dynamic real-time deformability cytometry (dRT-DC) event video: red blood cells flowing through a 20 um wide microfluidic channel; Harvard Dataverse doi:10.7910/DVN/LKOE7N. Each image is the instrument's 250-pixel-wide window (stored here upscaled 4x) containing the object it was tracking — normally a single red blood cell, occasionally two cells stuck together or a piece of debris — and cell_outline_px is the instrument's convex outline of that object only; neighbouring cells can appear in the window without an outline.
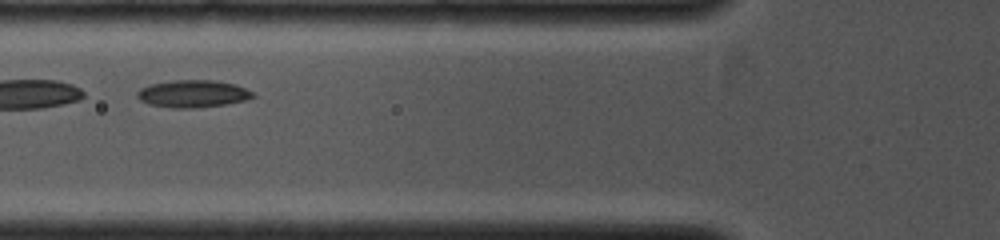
{"species": "common noctule bat (a hibernating species)", "species_latin": "Nyctalus noctula", "temperature_condition": "cold", "stored_images_in_passage": 25, "camera_frame_rate_fps": 4000, "um_per_image_px": 0.085, "animal": {"sex": "female", "body_mass_g": 19.0, "forearm_length_mm": 53.3}, "frame": {"image": 1, "passage_image": 4, "time_ms": 0.75, "image_size_px": [1000, 240], "cell_outline_px": [[256, 96], [248, 100], [228, 104], [196, 108], [172, 108], [148, 104], [140, 100], [136, 96], [136, 92], [140, 88], [152, 84], [172, 80], [212, 80], [236, 84], [252, 92]], "centroid_in_image_um": [16.4, 7.98], "position_along_channel_um": 109.4, "area_um2": 18.61}}
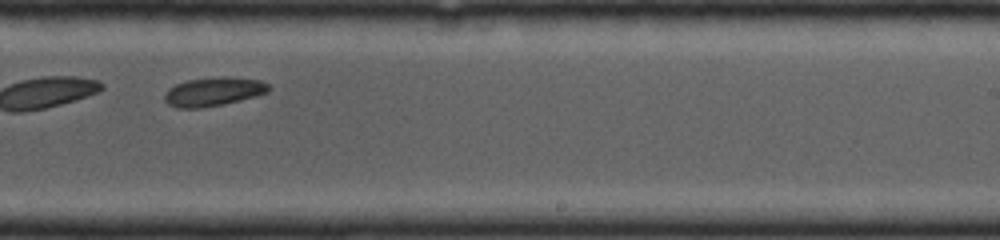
{"frame": {"image": 2, "passage_image": 15, "time_ms": 3.5, "image_size_px": [1000, 240], "cell_outline_px": [[272, 88], [268, 92], [256, 96], [224, 104], [200, 108], [176, 108], [168, 104], [164, 100], [164, 96], [168, 88], [176, 84], [188, 80], [216, 76], [224, 76], [260, 80], [268, 84]], "centroid_in_image_um": [18.15, 7.79], "position_along_channel_um": 270.9, "area_um2": 17.63}}
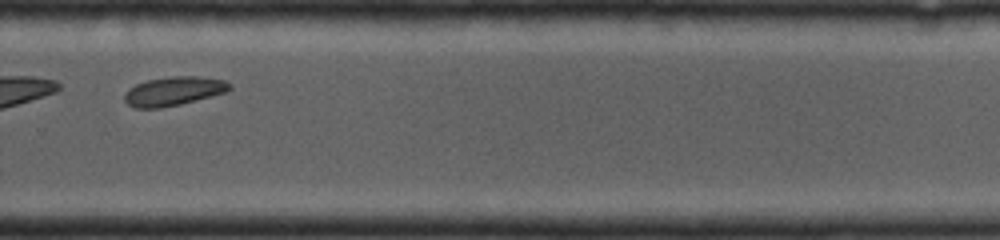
{"frame": {"image": 3, "passage_image": 18, "time_ms": 4.25, "image_size_px": [1000, 240], "cell_outline_px": [[232, 88], [228, 92], [180, 104], [160, 108], [132, 108], [124, 100], [124, 92], [128, 88], [136, 84], [148, 80], [172, 76], [196, 76], [224, 80], [232, 84]], "centroid_in_image_um": [14.76, 7.75], "position_along_channel_um": 315.0, "area_um2": 17.86}}